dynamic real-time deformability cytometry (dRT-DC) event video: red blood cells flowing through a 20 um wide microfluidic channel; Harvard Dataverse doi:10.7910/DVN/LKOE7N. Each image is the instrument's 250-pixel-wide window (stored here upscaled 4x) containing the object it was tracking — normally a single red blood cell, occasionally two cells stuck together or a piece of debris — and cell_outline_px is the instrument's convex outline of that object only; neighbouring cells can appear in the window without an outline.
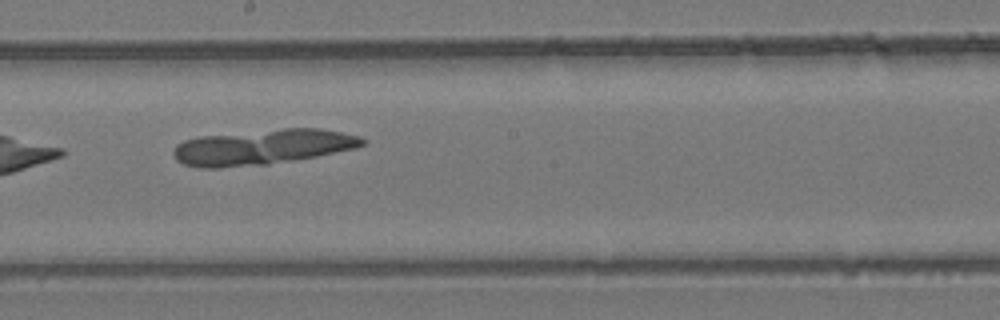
{"species": "common noctule bat (a hibernating species)", "species_latin": "Nyctalus noctula", "temperature_condition": "room temperature", "stored_images_in_passage": 7, "camera_frame_rate_fps": 3000, "um_per_image_px": 0.085, "animal": {"sex": "female", "body_mass_g": 24.6, "forearm_length_mm": 56.2}, "frame": {"image": 1, "passage_image": 7, "time_ms": 2.0, "image_size_px": [1000, 320], "cell_outline_px": [[368, 140], [364, 144], [356, 148], [316, 156], [268, 164], [220, 168], [200, 168], [184, 164], [176, 160], [172, 152], [176, 144], [184, 140], [200, 136], [284, 128], [320, 128], [360, 136]], "centroid_in_image_um": [22.3, 12.5], "position_along_channel_um": 225.9, "area_um2": 38.9}}